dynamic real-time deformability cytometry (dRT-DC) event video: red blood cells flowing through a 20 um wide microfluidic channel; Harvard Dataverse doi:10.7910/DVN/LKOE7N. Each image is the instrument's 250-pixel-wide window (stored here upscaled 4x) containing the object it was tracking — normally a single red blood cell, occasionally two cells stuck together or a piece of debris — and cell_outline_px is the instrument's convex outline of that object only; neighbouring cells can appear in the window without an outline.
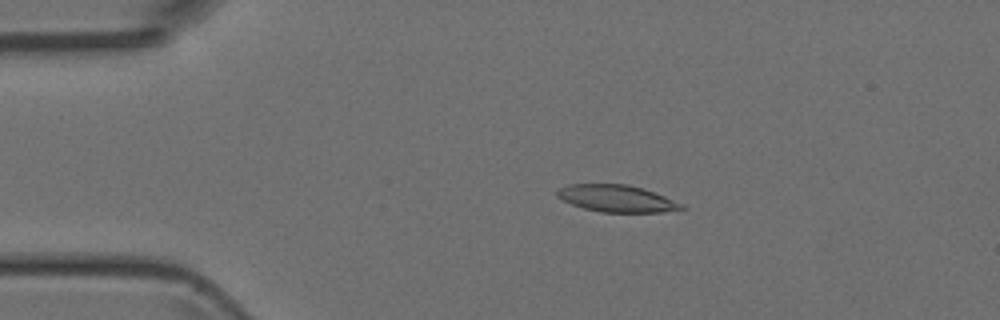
{"species": "Egyptian fruit bat (a non-hibernating species)", "species_latin": "Rousettus aegyptiacus", "temperature_condition": "room temperature", "stored_images_in_passage": 49, "camera_frame_rate_fps": 3000, "um_per_image_px": 0.085, "animal": {"sex": "female"}, "frame": {"image": 1, "passage_image": 10, "time_ms": 3.0, "image_size_px": [1000, 320], "cell_outline_px": [[688, 208], [660, 212], [600, 212], [584, 208], [572, 204], [556, 196], [556, 188], [568, 184], [628, 184], [644, 188], [684, 204]], "centroid_in_image_um": [52.41, 16.86], "position_along_channel_um": 32.6, "area_um2": 19.65}}
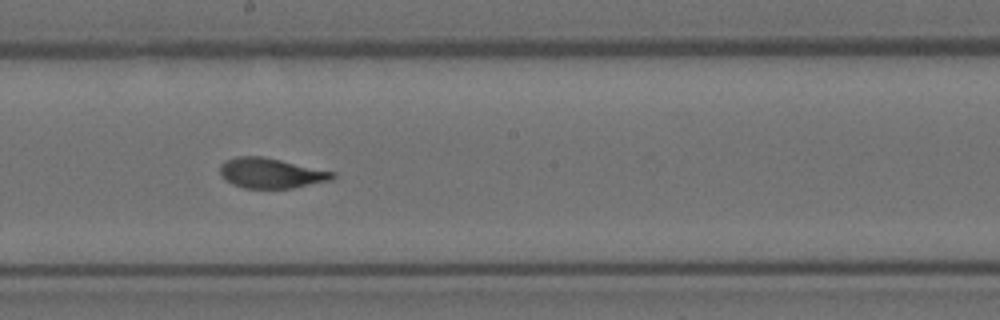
{"frame": {"image": 2, "passage_image": 27, "time_ms": 8.667, "image_size_px": [1000, 320], "cell_outline_px": [[336, 176], [332, 180], [292, 188], [244, 188], [232, 184], [224, 180], [220, 172], [220, 164], [224, 160], [236, 156], [260, 156], [280, 160], [336, 172]], "centroid_in_image_um": [23.02, 14.71], "position_along_channel_um": 225.2, "area_um2": 19.83}}
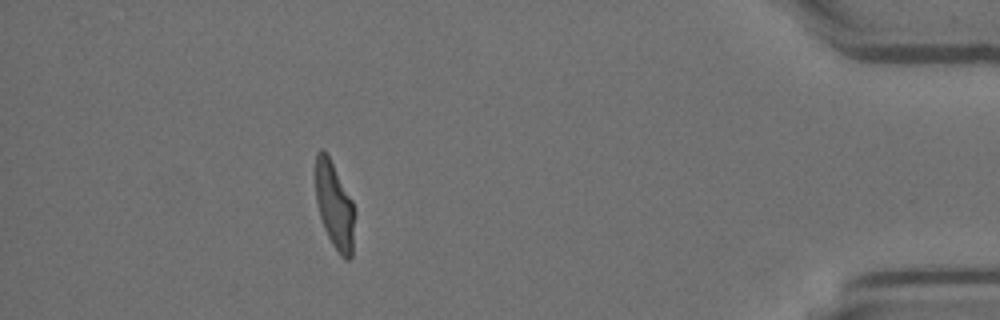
{"frame": {"image": 3, "passage_image": 44, "time_ms": 14.333, "image_size_px": [1000, 320], "cell_outline_px": [[356, 212], [352, 256], [348, 260], [344, 260], [340, 256], [332, 244], [324, 228], [320, 216], [316, 200], [316, 152], [320, 148], [324, 148], [352, 200]], "centroid_in_image_um": [28.46, 17.51], "position_along_channel_um": 406.7, "area_um2": 19.94}}